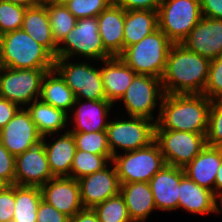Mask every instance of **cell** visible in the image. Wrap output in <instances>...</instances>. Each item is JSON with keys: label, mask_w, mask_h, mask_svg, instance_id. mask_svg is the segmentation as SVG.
<instances>
[{"label": "cell", "mask_w": 222, "mask_h": 222, "mask_svg": "<svg viewBox=\"0 0 222 222\" xmlns=\"http://www.w3.org/2000/svg\"><path fill=\"white\" fill-rule=\"evenodd\" d=\"M15 208V184L0 192V222H12Z\"/></svg>", "instance_id": "obj_39"}, {"label": "cell", "mask_w": 222, "mask_h": 222, "mask_svg": "<svg viewBox=\"0 0 222 222\" xmlns=\"http://www.w3.org/2000/svg\"><path fill=\"white\" fill-rule=\"evenodd\" d=\"M52 69H11L0 66V97L17 104L29 105L40 99L42 81Z\"/></svg>", "instance_id": "obj_8"}, {"label": "cell", "mask_w": 222, "mask_h": 222, "mask_svg": "<svg viewBox=\"0 0 222 222\" xmlns=\"http://www.w3.org/2000/svg\"><path fill=\"white\" fill-rule=\"evenodd\" d=\"M120 194L124 198L132 222H145L155 207L148 182L121 184Z\"/></svg>", "instance_id": "obj_24"}, {"label": "cell", "mask_w": 222, "mask_h": 222, "mask_svg": "<svg viewBox=\"0 0 222 222\" xmlns=\"http://www.w3.org/2000/svg\"><path fill=\"white\" fill-rule=\"evenodd\" d=\"M31 119L42 137L52 136L68 123V113L43 102L41 99L34 100L27 108Z\"/></svg>", "instance_id": "obj_28"}, {"label": "cell", "mask_w": 222, "mask_h": 222, "mask_svg": "<svg viewBox=\"0 0 222 222\" xmlns=\"http://www.w3.org/2000/svg\"><path fill=\"white\" fill-rule=\"evenodd\" d=\"M79 105L74 112L75 127L70 132L93 133L98 131H106L109 122L106 117L112 108L113 103L108 100L95 101L86 100L85 104L80 99H76L74 107Z\"/></svg>", "instance_id": "obj_22"}, {"label": "cell", "mask_w": 222, "mask_h": 222, "mask_svg": "<svg viewBox=\"0 0 222 222\" xmlns=\"http://www.w3.org/2000/svg\"><path fill=\"white\" fill-rule=\"evenodd\" d=\"M99 222H132L120 193L92 208Z\"/></svg>", "instance_id": "obj_33"}, {"label": "cell", "mask_w": 222, "mask_h": 222, "mask_svg": "<svg viewBox=\"0 0 222 222\" xmlns=\"http://www.w3.org/2000/svg\"><path fill=\"white\" fill-rule=\"evenodd\" d=\"M41 200L40 187L15 185V208L12 222H37V208Z\"/></svg>", "instance_id": "obj_30"}, {"label": "cell", "mask_w": 222, "mask_h": 222, "mask_svg": "<svg viewBox=\"0 0 222 222\" xmlns=\"http://www.w3.org/2000/svg\"><path fill=\"white\" fill-rule=\"evenodd\" d=\"M205 96L210 100L222 99V55L210 61Z\"/></svg>", "instance_id": "obj_38"}, {"label": "cell", "mask_w": 222, "mask_h": 222, "mask_svg": "<svg viewBox=\"0 0 222 222\" xmlns=\"http://www.w3.org/2000/svg\"><path fill=\"white\" fill-rule=\"evenodd\" d=\"M1 36H2V34L0 33V47H1Z\"/></svg>", "instance_id": "obj_51"}, {"label": "cell", "mask_w": 222, "mask_h": 222, "mask_svg": "<svg viewBox=\"0 0 222 222\" xmlns=\"http://www.w3.org/2000/svg\"><path fill=\"white\" fill-rule=\"evenodd\" d=\"M206 142L209 146L222 148V99L211 102Z\"/></svg>", "instance_id": "obj_36"}, {"label": "cell", "mask_w": 222, "mask_h": 222, "mask_svg": "<svg viewBox=\"0 0 222 222\" xmlns=\"http://www.w3.org/2000/svg\"><path fill=\"white\" fill-rule=\"evenodd\" d=\"M112 163L121 184L149 182L166 165L155 140L146 147L113 156Z\"/></svg>", "instance_id": "obj_5"}, {"label": "cell", "mask_w": 222, "mask_h": 222, "mask_svg": "<svg viewBox=\"0 0 222 222\" xmlns=\"http://www.w3.org/2000/svg\"><path fill=\"white\" fill-rule=\"evenodd\" d=\"M42 136L26 108H20L0 130V141L14 156H18L42 141Z\"/></svg>", "instance_id": "obj_13"}, {"label": "cell", "mask_w": 222, "mask_h": 222, "mask_svg": "<svg viewBox=\"0 0 222 222\" xmlns=\"http://www.w3.org/2000/svg\"><path fill=\"white\" fill-rule=\"evenodd\" d=\"M202 17L222 20V0H200Z\"/></svg>", "instance_id": "obj_43"}, {"label": "cell", "mask_w": 222, "mask_h": 222, "mask_svg": "<svg viewBox=\"0 0 222 222\" xmlns=\"http://www.w3.org/2000/svg\"><path fill=\"white\" fill-rule=\"evenodd\" d=\"M210 61L182 44H173L161 77L165 94H203Z\"/></svg>", "instance_id": "obj_1"}, {"label": "cell", "mask_w": 222, "mask_h": 222, "mask_svg": "<svg viewBox=\"0 0 222 222\" xmlns=\"http://www.w3.org/2000/svg\"><path fill=\"white\" fill-rule=\"evenodd\" d=\"M158 29V11H125L123 51Z\"/></svg>", "instance_id": "obj_27"}, {"label": "cell", "mask_w": 222, "mask_h": 222, "mask_svg": "<svg viewBox=\"0 0 222 222\" xmlns=\"http://www.w3.org/2000/svg\"><path fill=\"white\" fill-rule=\"evenodd\" d=\"M42 141H44L52 175L54 177H70L73 158L77 150L72 133L67 131L52 144H47L44 137Z\"/></svg>", "instance_id": "obj_25"}, {"label": "cell", "mask_w": 222, "mask_h": 222, "mask_svg": "<svg viewBox=\"0 0 222 222\" xmlns=\"http://www.w3.org/2000/svg\"><path fill=\"white\" fill-rule=\"evenodd\" d=\"M211 102L204 94H165L155 130L206 134Z\"/></svg>", "instance_id": "obj_2"}, {"label": "cell", "mask_w": 222, "mask_h": 222, "mask_svg": "<svg viewBox=\"0 0 222 222\" xmlns=\"http://www.w3.org/2000/svg\"><path fill=\"white\" fill-rule=\"evenodd\" d=\"M78 150L87 151L93 154L112 156L108 146L106 131L93 133L71 132Z\"/></svg>", "instance_id": "obj_34"}, {"label": "cell", "mask_w": 222, "mask_h": 222, "mask_svg": "<svg viewBox=\"0 0 222 222\" xmlns=\"http://www.w3.org/2000/svg\"><path fill=\"white\" fill-rule=\"evenodd\" d=\"M8 186H9V184L5 180L0 178V192L5 190Z\"/></svg>", "instance_id": "obj_49"}, {"label": "cell", "mask_w": 222, "mask_h": 222, "mask_svg": "<svg viewBox=\"0 0 222 222\" xmlns=\"http://www.w3.org/2000/svg\"><path fill=\"white\" fill-rule=\"evenodd\" d=\"M218 193V194H217ZM214 199H215V213H219L220 208H218L219 205H217V200L220 199V206H221V210H222V190L219 192H216V194H214Z\"/></svg>", "instance_id": "obj_48"}, {"label": "cell", "mask_w": 222, "mask_h": 222, "mask_svg": "<svg viewBox=\"0 0 222 222\" xmlns=\"http://www.w3.org/2000/svg\"><path fill=\"white\" fill-rule=\"evenodd\" d=\"M221 163L222 148L207 145L183 169L189 179L215 194V179Z\"/></svg>", "instance_id": "obj_20"}, {"label": "cell", "mask_w": 222, "mask_h": 222, "mask_svg": "<svg viewBox=\"0 0 222 222\" xmlns=\"http://www.w3.org/2000/svg\"><path fill=\"white\" fill-rule=\"evenodd\" d=\"M114 0H70L64 5L76 19L97 17Z\"/></svg>", "instance_id": "obj_37"}, {"label": "cell", "mask_w": 222, "mask_h": 222, "mask_svg": "<svg viewBox=\"0 0 222 222\" xmlns=\"http://www.w3.org/2000/svg\"><path fill=\"white\" fill-rule=\"evenodd\" d=\"M42 200L69 218L84 209L78 180L71 177H53L40 187Z\"/></svg>", "instance_id": "obj_15"}, {"label": "cell", "mask_w": 222, "mask_h": 222, "mask_svg": "<svg viewBox=\"0 0 222 222\" xmlns=\"http://www.w3.org/2000/svg\"><path fill=\"white\" fill-rule=\"evenodd\" d=\"M4 1H8L13 4H18V5L24 6L26 8L34 6L40 2L39 0H4Z\"/></svg>", "instance_id": "obj_46"}, {"label": "cell", "mask_w": 222, "mask_h": 222, "mask_svg": "<svg viewBox=\"0 0 222 222\" xmlns=\"http://www.w3.org/2000/svg\"><path fill=\"white\" fill-rule=\"evenodd\" d=\"M19 109L17 104L0 97V130L8 124Z\"/></svg>", "instance_id": "obj_44"}, {"label": "cell", "mask_w": 222, "mask_h": 222, "mask_svg": "<svg viewBox=\"0 0 222 222\" xmlns=\"http://www.w3.org/2000/svg\"><path fill=\"white\" fill-rule=\"evenodd\" d=\"M70 218L58 211L53 206L46 203L44 200L37 208V222H69Z\"/></svg>", "instance_id": "obj_41"}, {"label": "cell", "mask_w": 222, "mask_h": 222, "mask_svg": "<svg viewBox=\"0 0 222 222\" xmlns=\"http://www.w3.org/2000/svg\"><path fill=\"white\" fill-rule=\"evenodd\" d=\"M164 95L160 78L137 74L120 100L129 116L147 118L156 123L152 112L158 104L157 101L160 99L161 102Z\"/></svg>", "instance_id": "obj_12"}, {"label": "cell", "mask_w": 222, "mask_h": 222, "mask_svg": "<svg viewBox=\"0 0 222 222\" xmlns=\"http://www.w3.org/2000/svg\"><path fill=\"white\" fill-rule=\"evenodd\" d=\"M97 21L105 50L119 57L123 52L125 10L114 1L97 16Z\"/></svg>", "instance_id": "obj_19"}, {"label": "cell", "mask_w": 222, "mask_h": 222, "mask_svg": "<svg viewBox=\"0 0 222 222\" xmlns=\"http://www.w3.org/2000/svg\"><path fill=\"white\" fill-rule=\"evenodd\" d=\"M100 68L105 97L113 104L125 94L137 75L120 57L103 60Z\"/></svg>", "instance_id": "obj_21"}, {"label": "cell", "mask_w": 222, "mask_h": 222, "mask_svg": "<svg viewBox=\"0 0 222 222\" xmlns=\"http://www.w3.org/2000/svg\"><path fill=\"white\" fill-rule=\"evenodd\" d=\"M69 222H99L96 213L91 208H84L76 213Z\"/></svg>", "instance_id": "obj_45"}, {"label": "cell", "mask_w": 222, "mask_h": 222, "mask_svg": "<svg viewBox=\"0 0 222 222\" xmlns=\"http://www.w3.org/2000/svg\"><path fill=\"white\" fill-rule=\"evenodd\" d=\"M26 7L0 0V33L22 28Z\"/></svg>", "instance_id": "obj_35"}, {"label": "cell", "mask_w": 222, "mask_h": 222, "mask_svg": "<svg viewBox=\"0 0 222 222\" xmlns=\"http://www.w3.org/2000/svg\"><path fill=\"white\" fill-rule=\"evenodd\" d=\"M113 156L93 154L83 150H76L73 158L70 177L76 180L93 174L107 166L108 161L112 162Z\"/></svg>", "instance_id": "obj_32"}, {"label": "cell", "mask_w": 222, "mask_h": 222, "mask_svg": "<svg viewBox=\"0 0 222 222\" xmlns=\"http://www.w3.org/2000/svg\"><path fill=\"white\" fill-rule=\"evenodd\" d=\"M178 208L196 214L214 213V193L184 175L180 180Z\"/></svg>", "instance_id": "obj_26"}, {"label": "cell", "mask_w": 222, "mask_h": 222, "mask_svg": "<svg viewBox=\"0 0 222 222\" xmlns=\"http://www.w3.org/2000/svg\"><path fill=\"white\" fill-rule=\"evenodd\" d=\"M55 57L22 28L2 34L0 66L11 69H54Z\"/></svg>", "instance_id": "obj_3"}, {"label": "cell", "mask_w": 222, "mask_h": 222, "mask_svg": "<svg viewBox=\"0 0 222 222\" xmlns=\"http://www.w3.org/2000/svg\"><path fill=\"white\" fill-rule=\"evenodd\" d=\"M201 18L200 0H163L158 10V28L173 44H180Z\"/></svg>", "instance_id": "obj_6"}, {"label": "cell", "mask_w": 222, "mask_h": 222, "mask_svg": "<svg viewBox=\"0 0 222 222\" xmlns=\"http://www.w3.org/2000/svg\"><path fill=\"white\" fill-rule=\"evenodd\" d=\"M125 11L151 10L158 11L163 0H114Z\"/></svg>", "instance_id": "obj_42"}, {"label": "cell", "mask_w": 222, "mask_h": 222, "mask_svg": "<svg viewBox=\"0 0 222 222\" xmlns=\"http://www.w3.org/2000/svg\"><path fill=\"white\" fill-rule=\"evenodd\" d=\"M180 44L210 60L218 58L222 55V20L202 17Z\"/></svg>", "instance_id": "obj_16"}, {"label": "cell", "mask_w": 222, "mask_h": 222, "mask_svg": "<svg viewBox=\"0 0 222 222\" xmlns=\"http://www.w3.org/2000/svg\"><path fill=\"white\" fill-rule=\"evenodd\" d=\"M173 43L159 28L140 42L128 46L119 56L136 74L161 79Z\"/></svg>", "instance_id": "obj_4"}, {"label": "cell", "mask_w": 222, "mask_h": 222, "mask_svg": "<svg viewBox=\"0 0 222 222\" xmlns=\"http://www.w3.org/2000/svg\"><path fill=\"white\" fill-rule=\"evenodd\" d=\"M56 4H65L66 2L70 1V0H47Z\"/></svg>", "instance_id": "obj_50"}, {"label": "cell", "mask_w": 222, "mask_h": 222, "mask_svg": "<svg viewBox=\"0 0 222 222\" xmlns=\"http://www.w3.org/2000/svg\"><path fill=\"white\" fill-rule=\"evenodd\" d=\"M47 7L53 39L60 45L66 35L74 28L77 19L64 4L43 1Z\"/></svg>", "instance_id": "obj_31"}, {"label": "cell", "mask_w": 222, "mask_h": 222, "mask_svg": "<svg viewBox=\"0 0 222 222\" xmlns=\"http://www.w3.org/2000/svg\"><path fill=\"white\" fill-rule=\"evenodd\" d=\"M184 169L164 165L148 182L154 197L156 209L172 211L178 209L180 180Z\"/></svg>", "instance_id": "obj_18"}, {"label": "cell", "mask_w": 222, "mask_h": 222, "mask_svg": "<svg viewBox=\"0 0 222 222\" xmlns=\"http://www.w3.org/2000/svg\"><path fill=\"white\" fill-rule=\"evenodd\" d=\"M58 45L55 58H71L76 55L100 62L112 56L105 50L99 31L97 17L77 19L74 28Z\"/></svg>", "instance_id": "obj_7"}, {"label": "cell", "mask_w": 222, "mask_h": 222, "mask_svg": "<svg viewBox=\"0 0 222 222\" xmlns=\"http://www.w3.org/2000/svg\"><path fill=\"white\" fill-rule=\"evenodd\" d=\"M147 118L130 116L129 120L110 121L106 128L108 146L112 156L116 148L133 151L148 146L155 140V122Z\"/></svg>", "instance_id": "obj_9"}, {"label": "cell", "mask_w": 222, "mask_h": 222, "mask_svg": "<svg viewBox=\"0 0 222 222\" xmlns=\"http://www.w3.org/2000/svg\"><path fill=\"white\" fill-rule=\"evenodd\" d=\"M81 201L84 208H93L120 193L119 181L115 165L109 169L108 165L87 176L78 179Z\"/></svg>", "instance_id": "obj_17"}, {"label": "cell", "mask_w": 222, "mask_h": 222, "mask_svg": "<svg viewBox=\"0 0 222 222\" xmlns=\"http://www.w3.org/2000/svg\"><path fill=\"white\" fill-rule=\"evenodd\" d=\"M155 141L158 143L165 163L184 168L206 146V134L174 130H155Z\"/></svg>", "instance_id": "obj_11"}, {"label": "cell", "mask_w": 222, "mask_h": 222, "mask_svg": "<svg viewBox=\"0 0 222 222\" xmlns=\"http://www.w3.org/2000/svg\"><path fill=\"white\" fill-rule=\"evenodd\" d=\"M0 178L9 185L15 182V157L3 146L0 141Z\"/></svg>", "instance_id": "obj_40"}, {"label": "cell", "mask_w": 222, "mask_h": 222, "mask_svg": "<svg viewBox=\"0 0 222 222\" xmlns=\"http://www.w3.org/2000/svg\"><path fill=\"white\" fill-rule=\"evenodd\" d=\"M222 190V163L220 168L217 171L216 179H215V194L218 191Z\"/></svg>", "instance_id": "obj_47"}, {"label": "cell", "mask_w": 222, "mask_h": 222, "mask_svg": "<svg viewBox=\"0 0 222 222\" xmlns=\"http://www.w3.org/2000/svg\"><path fill=\"white\" fill-rule=\"evenodd\" d=\"M53 177L44 141L15 157V185L41 187Z\"/></svg>", "instance_id": "obj_14"}, {"label": "cell", "mask_w": 222, "mask_h": 222, "mask_svg": "<svg viewBox=\"0 0 222 222\" xmlns=\"http://www.w3.org/2000/svg\"><path fill=\"white\" fill-rule=\"evenodd\" d=\"M40 99L67 113L71 108L73 109L76 96L61 75L52 69L47 71L43 78Z\"/></svg>", "instance_id": "obj_29"}, {"label": "cell", "mask_w": 222, "mask_h": 222, "mask_svg": "<svg viewBox=\"0 0 222 222\" xmlns=\"http://www.w3.org/2000/svg\"><path fill=\"white\" fill-rule=\"evenodd\" d=\"M67 58H55L54 69L74 92L76 99L102 101L105 97L101 71L86 62L69 63Z\"/></svg>", "instance_id": "obj_10"}, {"label": "cell", "mask_w": 222, "mask_h": 222, "mask_svg": "<svg viewBox=\"0 0 222 222\" xmlns=\"http://www.w3.org/2000/svg\"><path fill=\"white\" fill-rule=\"evenodd\" d=\"M22 29L56 57L58 45L53 39L49 15L44 2L26 8Z\"/></svg>", "instance_id": "obj_23"}]
</instances>
